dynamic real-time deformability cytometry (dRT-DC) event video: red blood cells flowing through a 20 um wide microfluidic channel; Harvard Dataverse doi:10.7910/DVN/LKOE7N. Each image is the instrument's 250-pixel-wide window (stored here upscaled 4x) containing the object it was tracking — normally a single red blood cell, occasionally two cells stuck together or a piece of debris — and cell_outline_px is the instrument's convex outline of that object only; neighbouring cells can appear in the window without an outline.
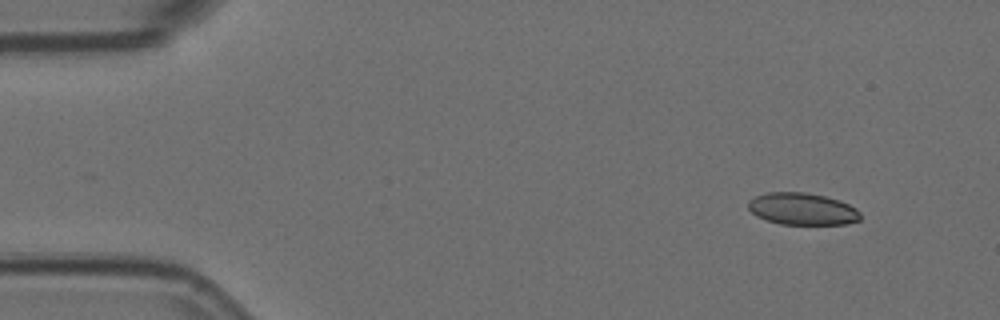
{"species": "Egyptian fruit bat (a non-hibernating species)", "species_latin": "Rousettus aegyptiacus", "temperature_condition": "room temperature", "stored_images_in_passage": 5, "camera_frame_rate_fps": 3000, "um_per_image_px": 0.085, "animal": {"sex": "female"}, "frame": {"image": 1, "passage_image": 1, "time_ms": 0.0, "image_size_px": [1000, 320], "cell_outline_px": [[860, 220], [844, 224], [780, 224], [756, 216], [748, 208], [748, 200], [756, 196], [768, 192], [804, 192], [824, 196], [840, 200], [856, 208], [860, 212]], "centroid_in_image_um": [68.19, 17.75], "position_along_channel_um": 16.8, "area_um2": 20.87}}
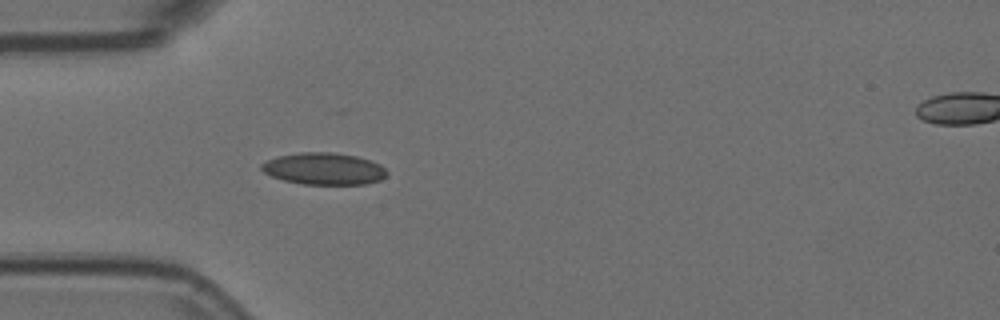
{"frame": {"image": 2, "passage_image": 4, "time_ms": 1.0, "image_size_px": [1000, 320], "cell_outline_px": [[388, 172], [380, 180], [364, 184], [304, 184], [284, 180], [272, 176], [264, 172], [260, 168], [260, 164], [268, 160], [280, 156], [300, 152], [332, 152], [356, 156], [372, 160], [380, 164]], "centroid_in_image_um": [27.54, 14.34], "position_along_channel_um": 57.5, "area_um2": 23.18}}